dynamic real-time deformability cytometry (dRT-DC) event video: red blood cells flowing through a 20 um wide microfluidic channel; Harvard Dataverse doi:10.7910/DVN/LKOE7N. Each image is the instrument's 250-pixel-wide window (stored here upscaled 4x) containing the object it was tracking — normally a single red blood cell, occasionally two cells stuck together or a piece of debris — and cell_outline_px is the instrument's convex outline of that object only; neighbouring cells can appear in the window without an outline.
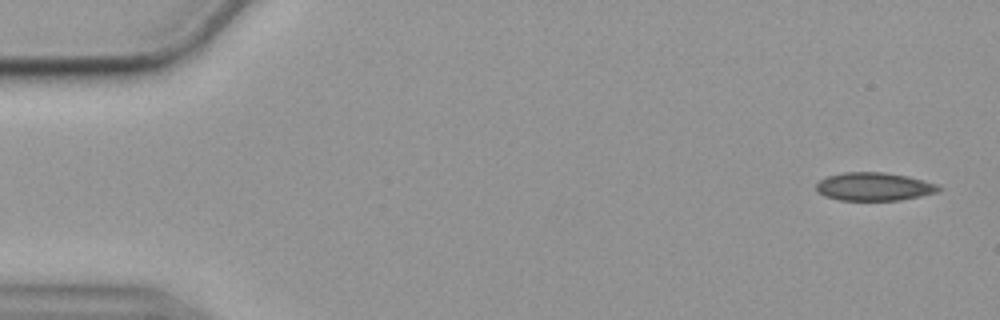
{"species": "common noctule bat (a hibernating species)", "species_latin": "Nyctalus noctula", "temperature_condition": "cold", "stored_images_in_passage": 55, "camera_frame_rate_fps": 3000, "um_per_image_px": 0.085, "animal": {"sex": "female", "body_mass_g": 19.9}, "frame": {"image": 1, "passage_image": 2, "time_ms": 0.333, "image_size_px": [1000, 320], "cell_outline_px": [[944, 188], [936, 192], [920, 196], [900, 200], [840, 200], [824, 196], [816, 192], [816, 184], [820, 180], [828, 176], [844, 172], [884, 172], [908, 176], [924, 180], [936, 184]], "centroid_in_image_um": [74.28, 15.86], "position_along_channel_um": 10.7, "area_um2": 20.17}}
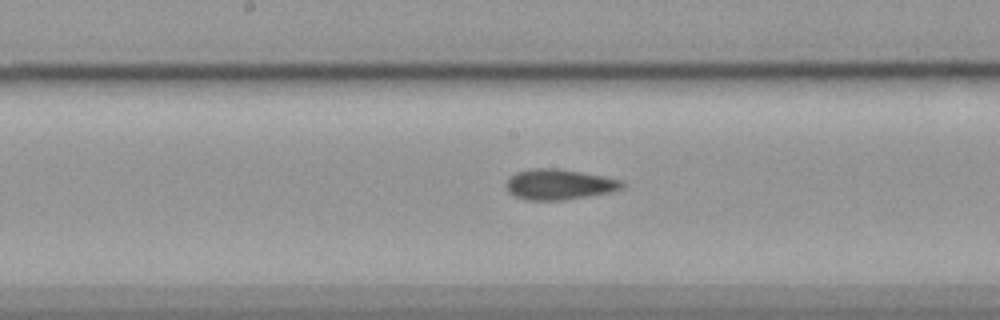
{"frame": {"image": 2, "passage_image": 28, "time_ms": 9.0, "image_size_px": [1000, 320], "cell_outline_px": [[624, 188], [612, 192], [564, 200], [528, 200], [516, 196], [508, 192], [504, 184], [508, 176], [516, 172], [532, 168], [560, 168], [604, 176], [624, 180]], "centroid_in_image_um": [47.52, 15.66], "position_along_channel_um": 200.7, "area_um2": 20.98}}
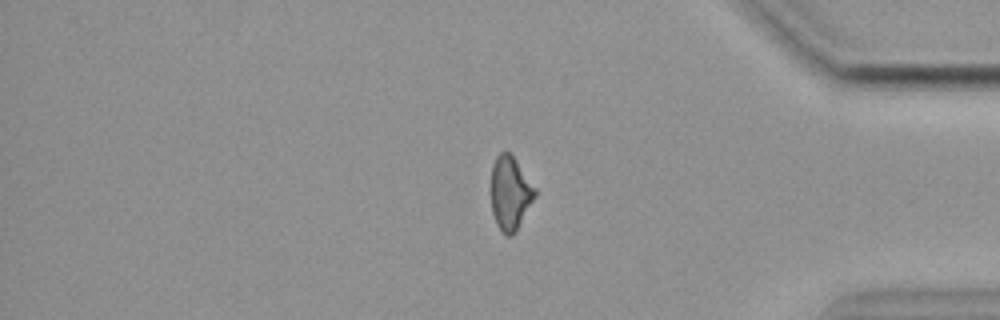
{"frame": {"image": 3, "passage_image": 46, "time_ms": 15.0, "image_size_px": [1000, 320], "cell_outline_px": [[536, 196], [516, 232], [512, 236], [504, 236], [496, 224], [492, 212], [492, 164], [496, 156], [500, 152], [508, 152], [516, 160], [536, 188]], "centroid_in_image_um": [43.37, 16.45], "position_along_channel_um": 391.8, "area_um2": 18.9}, "authors_computed_cell_mechanics": {"area_um2": 20.1144, "velocity_mm_per_s": 3.5768, "shape_relaxation_time_tau1_ms": 8.4444, "shape_relaxation_time_tau2_ms": null, "deformation_change_tau1": 0.1183, "deformation_change_tau2": null}}